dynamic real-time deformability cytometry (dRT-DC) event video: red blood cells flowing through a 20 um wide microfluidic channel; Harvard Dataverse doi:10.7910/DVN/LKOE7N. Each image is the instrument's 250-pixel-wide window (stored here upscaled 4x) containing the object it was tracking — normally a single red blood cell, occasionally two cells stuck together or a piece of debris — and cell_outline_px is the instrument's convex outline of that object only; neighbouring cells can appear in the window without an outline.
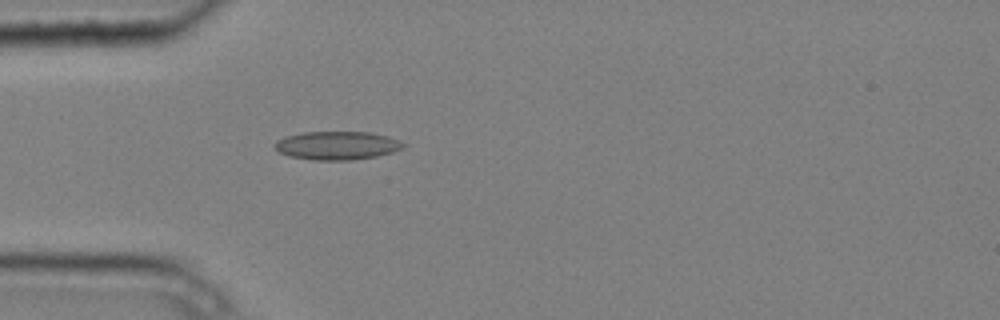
{"species": "common noctule bat (a hibernating species)", "species_latin": "Nyctalus noctula", "temperature_condition": "cold", "stored_images_in_passage": 4, "camera_frame_rate_fps": 3000, "um_per_image_px": 0.085, "animal": {"sex": "male", "body_mass_g": 20.4}, "frame": {"image": 1, "passage_image": 4, "time_ms": 1.0, "image_size_px": [1000, 320], "cell_outline_px": [[408, 144], [404, 148], [392, 152], [376, 156], [352, 160], [312, 160], [288, 156], [280, 152], [276, 148], [276, 140], [284, 136], [300, 132], [372, 132], [388, 136], [400, 140]], "centroid_in_image_um": [28.68, 12.36], "position_along_channel_um": 56.3, "area_um2": 21.5}}